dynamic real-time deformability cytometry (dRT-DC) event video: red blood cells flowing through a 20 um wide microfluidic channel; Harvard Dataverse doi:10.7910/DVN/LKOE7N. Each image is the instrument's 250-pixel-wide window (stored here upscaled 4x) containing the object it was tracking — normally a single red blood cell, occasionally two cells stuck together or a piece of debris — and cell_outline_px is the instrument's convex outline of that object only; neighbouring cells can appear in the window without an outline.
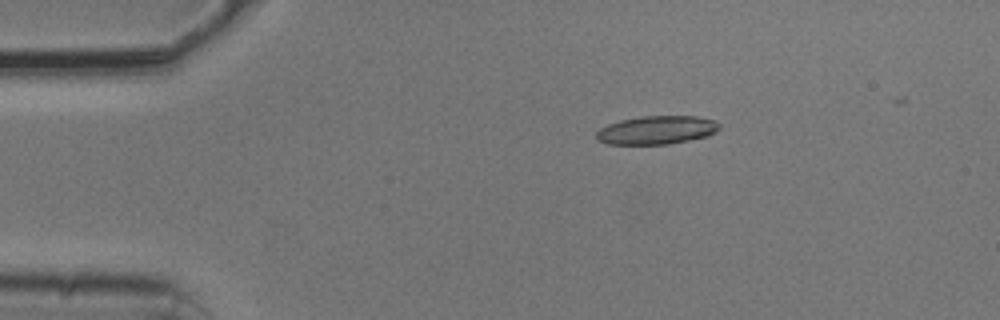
{"species": "common noctule bat (a hibernating species)", "species_latin": "Nyctalus noctula", "temperature_condition": "cold", "stored_images_in_passage": 12, "camera_frame_rate_fps": 3000, "um_per_image_px": 0.085, "animal": {"sex": "male", "body_mass_g": 20.5, "forearm_length_mm": 52.5}, "frame": {"image": 1, "passage_image": 10, "time_ms": 3.0, "image_size_px": [1000, 320], "cell_outline_px": [[720, 128], [716, 132], [708, 136], [668, 144], [608, 144], [596, 140], [596, 132], [600, 128], [608, 124], [620, 120], [640, 116], [696, 116], [716, 120], [720, 124]], "centroid_in_image_um": [55.83, 11.05], "position_along_channel_um": 29.2, "area_um2": 20.52}}